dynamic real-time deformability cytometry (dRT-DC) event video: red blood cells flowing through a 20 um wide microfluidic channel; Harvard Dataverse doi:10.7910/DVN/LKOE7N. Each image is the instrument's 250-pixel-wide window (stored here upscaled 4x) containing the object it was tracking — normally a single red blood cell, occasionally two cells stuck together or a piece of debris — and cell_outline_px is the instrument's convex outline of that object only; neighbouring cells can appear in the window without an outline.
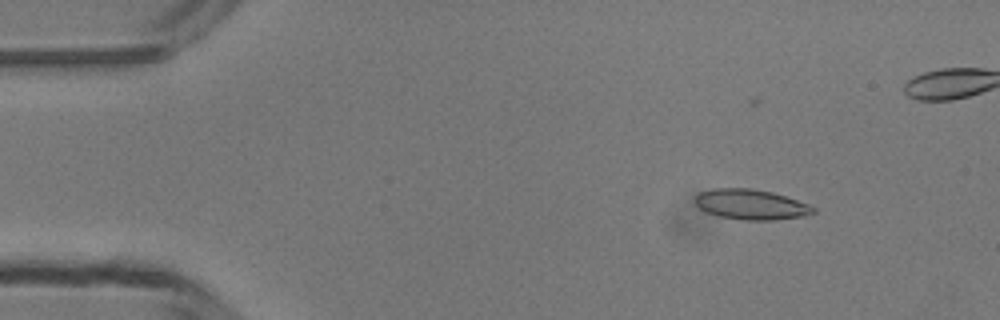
{"species": "common noctule bat (a hibernating species)", "species_latin": "Nyctalus noctula", "temperature_condition": "room temperature", "stored_images_in_passage": 50, "camera_frame_rate_fps": 3000, "um_per_image_px": 0.085, "animal": {"sex": "male", "body_mass_g": 13.3}, "frame": {"image": 1, "passage_image": 7, "time_ms": 2.0, "image_size_px": [1000, 320], "cell_outline_px": [[816, 212], [804, 216], [776, 220], [744, 220], [720, 216], [704, 212], [692, 200], [692, 196], [700, 192], [712, 188], [752, 188], [772, 192], [808, 204], [816, 208]], "centroid_in_image_um": [63.78, 17.37], "position_along_channel_um": 21.2, "area_um2": 21.04}}
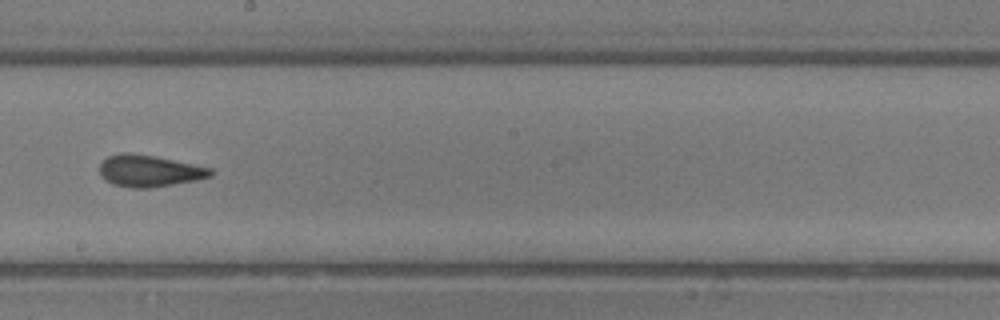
{"frame": {"image": 2, "passage_image": 28, "time_ms": 9.0, "image_size_px": [1000, 320], "cell_outline_px": [[216, 172], [212, 176], [196, 180], [148, 188], [132, 188], [112, 184], [100, 176], [100, 164], [108, 156], [120, 152], [128, 152], [156, 156], [212, 168]], "centroid_in_image_um": [12.7, 14.52], "position_along_channel_um": 235.5, "area_um2": 20.63}}
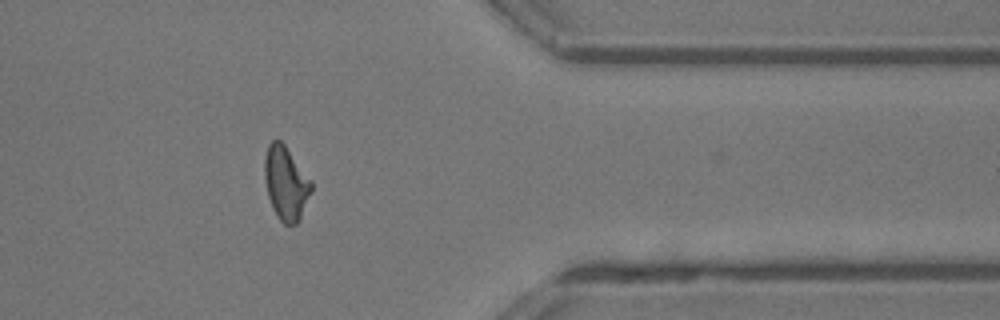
{"frame": {"image": 3, "passage_image": 40, "time_ms": 13.0, "image_size_px": [1000, 320], "cell_outline_px": [[312, 192], [300, 220], [296, 224], [284, 224], [280, 220], [272, 208], [268, 196], [264, 180], [264, 160], [268, 144], [272, 140], [280, 140], [284, 144], [312, 180]], "centroid_in_image_um": [24.31, 15.58], "position_along_channel_um": 387.1, "area_um2": 20.29}, "authors_computed_cell_mechanics": {"area_um2": 19.8543, "velocity_mm_per_s": 4.2407, "shape_relaxation_time_tau1_ms": null, "shape_relaxation_time_tau2_ms": 0.9233, "deformation_change_tau1": null, "deformation_change_tau2": 0.0913}}